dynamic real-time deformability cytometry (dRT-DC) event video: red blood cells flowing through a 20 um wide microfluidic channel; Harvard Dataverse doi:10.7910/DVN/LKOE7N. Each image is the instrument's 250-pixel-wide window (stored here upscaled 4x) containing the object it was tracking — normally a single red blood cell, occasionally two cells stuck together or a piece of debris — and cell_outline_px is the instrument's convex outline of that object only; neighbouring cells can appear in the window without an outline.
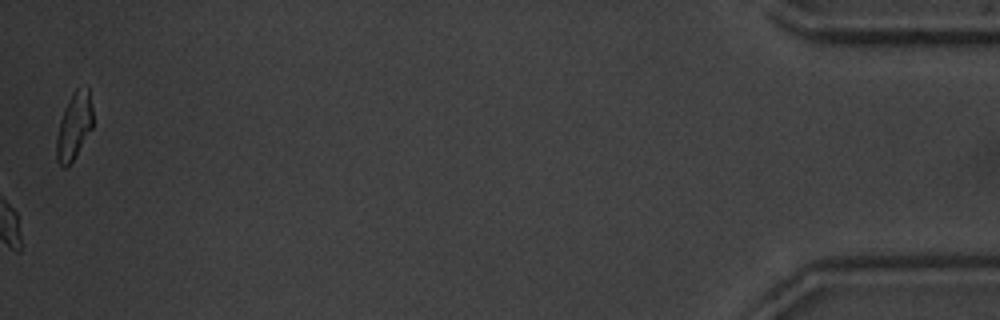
{"species": "common noctule bat (a hibernating species)", "species_latin": "Nyctalus noctula", "temperature_condition": "warm", "stored_images_in_passage": 50, "camera_frame_rate_fps": 3000, "um_per_image_px": 0.085, "animal": {"sex": "male", "body_mass_g": 20.1, "forearm_length_mm": 53.5}, "frame": {"image": 1, "passage_image": 50, "time_ms": 16.333, "image_size_px": [1000, 320], "cell_outline_px": [[92, 128], [72, 160], [64, 168], [56, 160], [56, 136], [60, 120], [64, 108], [72, 92], [76, 88], [88, 84], [92, 108]], "centroid_in_image_um": [6.29, 10.64], "position_along_channel_um": 428.9, "area_um2": 14.16}, "authors_computed_cell_mechanics": {"area_um2": 18.0914, "velocity_mm_per_s": 3.7705, "shape_relaxation_time_tau1_ms": 1.9811, "shape_relaxation_time_tau2_ms": 2.8196, "deformation_change_tau1": 0.1532, "deformation_change_tau2": 0.0897}}